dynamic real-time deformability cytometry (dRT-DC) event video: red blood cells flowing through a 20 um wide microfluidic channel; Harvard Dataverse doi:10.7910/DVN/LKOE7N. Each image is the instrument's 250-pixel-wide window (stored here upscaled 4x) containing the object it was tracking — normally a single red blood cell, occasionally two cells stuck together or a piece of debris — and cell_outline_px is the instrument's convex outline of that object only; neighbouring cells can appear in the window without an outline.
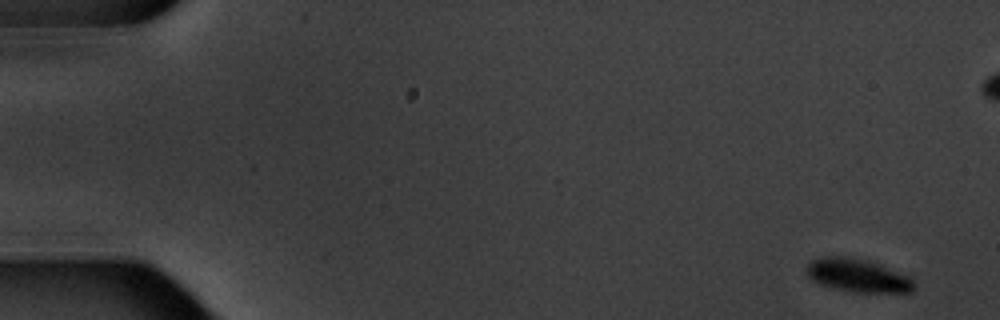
{"species": "common noctule bat (a hibernating species)", "species_latin": "Nyctalus noctula", "temperature_condition": "warm", "stored_images_in_passage": 6, "camera_frame_rate_fps": 3000, "um_per_image_px": 0.085, "animal": {"sex": "male", "body_mass_g": 20.1, "forearm_length_mm": 53.5}, "frame": {"image": 1, "passage_image": 1, "time_ms": 0.0, "image_size_px": [1000, 320], "cell_outline_px": [[916, 284], [912, 292], [848, 292], [820, 284], [812, 280], [808, 276], [808, 264], [812, 260], [820, 256], [852, 256], [868, 260], [880, 264], [908, 276]], "centroid_in_image_um": [72.9, 23.4], "position_along_channel_um": 12.1, "area_um2": 20.92}}